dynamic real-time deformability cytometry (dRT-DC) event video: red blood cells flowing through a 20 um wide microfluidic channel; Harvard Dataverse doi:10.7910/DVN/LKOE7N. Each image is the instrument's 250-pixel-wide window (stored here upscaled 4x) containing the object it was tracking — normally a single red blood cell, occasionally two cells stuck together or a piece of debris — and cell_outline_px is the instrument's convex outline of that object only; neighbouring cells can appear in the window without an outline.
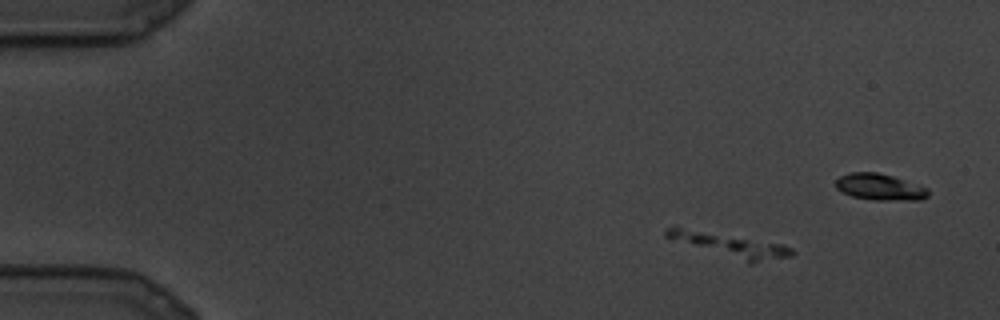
{"species": "common noctule bat (a hibernating species)", "species_latin": "Nyctalus noctula", "temperature_condition": "cold", "stored_images_in_passage": 11, "segment_of_instrument_passage": [1, 2], "camera_frame_rate_fps": 3000, "um_per_image_px": 0.085, "animal": {"sex": "male", "body_mass_g": 19.5, "forearm_length_mm": 54.6}, "frame": {"image": 1, "passage_image": 1, "time_ms": 0.0, "image_size_px": [1000, 320], "cell_outline_px": [[796, 252], [792, 256], [752, 264], [748, 264], [664, 236], [664, 232], [672, 224], [676, 224], [784, 244], [792, 248]], "centroid_in_image_um": [62.05, 20.79], "position_along_channel_um": 22.9, "area_um2": 18.15}}
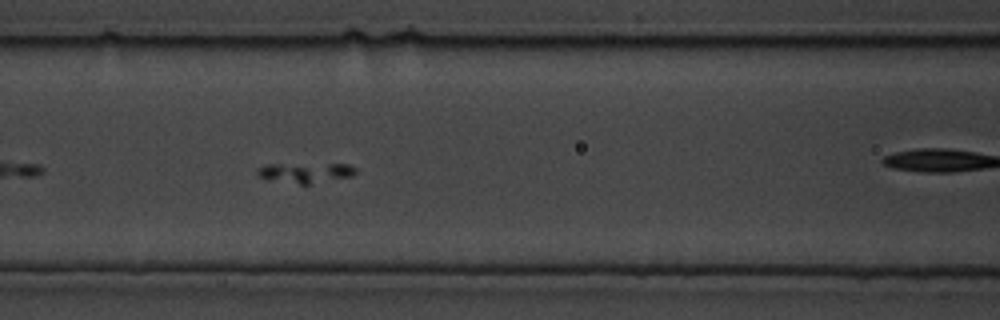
{"frame": {"image": 2, "passage_image": 10, "time_ms": 3.0, "image_size_px": [1000, 320], "cell_outline_px": [[356, 172], [352, 176], [308, 184], [300, 184], [260, 176], [256, 172], [256, 168], [268, 164], [348, 164], [356, 168]], "centroid_in_image_um": [26.01, 14.65], "position_along_channel_um": 140.6, "area_um2": 11.16}}